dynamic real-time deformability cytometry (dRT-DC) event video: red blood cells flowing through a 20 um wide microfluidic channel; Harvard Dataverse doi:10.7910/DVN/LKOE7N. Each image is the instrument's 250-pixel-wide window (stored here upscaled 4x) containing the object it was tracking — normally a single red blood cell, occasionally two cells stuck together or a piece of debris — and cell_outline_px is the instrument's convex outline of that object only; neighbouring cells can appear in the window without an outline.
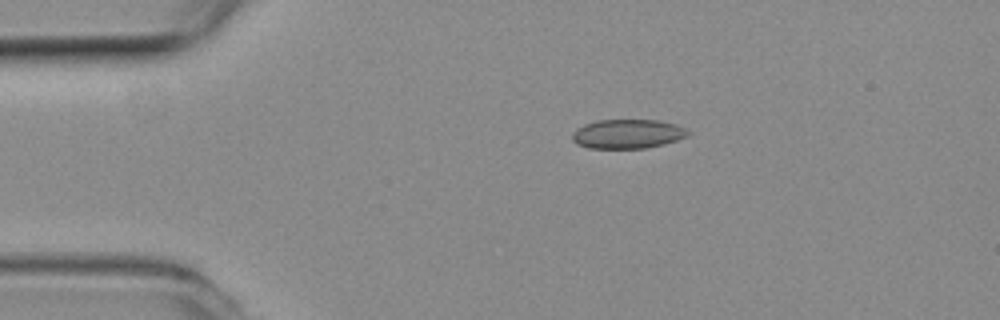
{"species": "common noctule bat (a hibernating species)", "species_latin": "Nyctalus noctula", "temperature_condition": "room temperature", "stored_images_in_passage": 44, "camera_frame_rate_fps": 3000, "um_per_image_px": 0.085, "animal": {"sex": "female", "body_mass_g": 19.3, "forearm_length_mm": 54.1}, "frame": {"image": 1, "passage_image": 1, "time_ms": 0.0, "image_size_px": [1000, 320], "cell_outline_px": [[692, 132], [688, 136], [664, 144], [644, 148], [588, 148], [576, 144], [572, 140], [572, 132], [576, 128], [584, 124], [596, 120], [660, 120], [676, 124]], "centroid_in_image_um": [53.33, 11.37], "position_along_channel_um": 31.7, "area_um2": 19.88}}
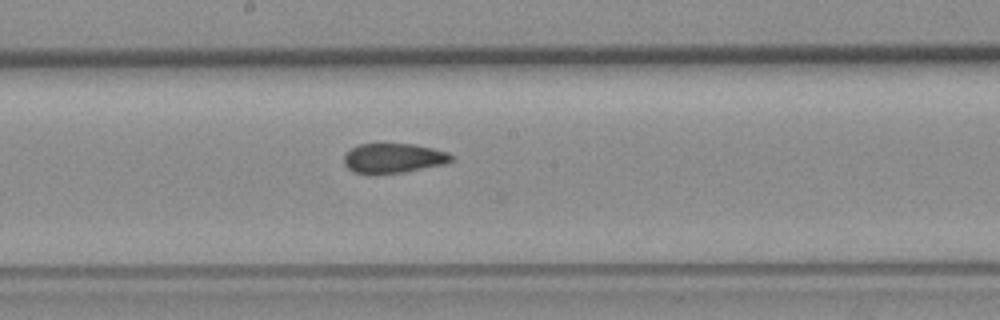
{"frame": {"image": 2, "passage_image": 19, "time_ms": 6.0, "image_size_px": [1000, 320], "cell_outline_px": [[456, 156], [452, 160], [444, 164], [404, 172], [376, 176], [368, 176], [352, 172], [344, 164], [344, 156], [352, 148], [360, 144], [412, 144], [432, 148], [448, 152]], "centroid_in_image_um": [33.42, 13.48], "position_along_channel_um": 214.8, "area_um2": 19.02}}
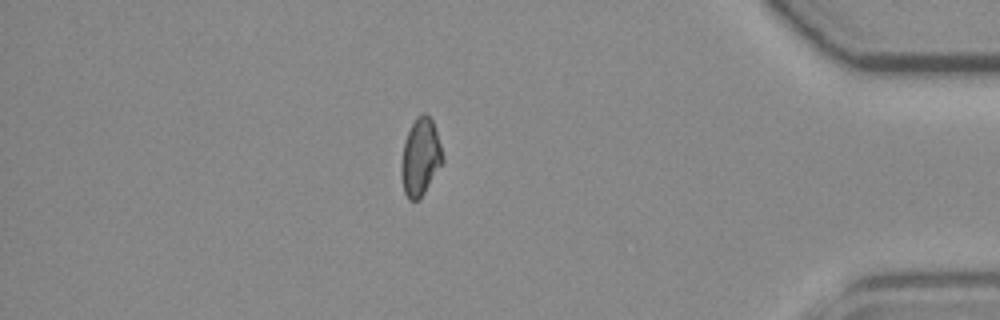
{"frame": {"image": 3, "passage_image": 37, "time_ms": 12.0, "image_size_px": [1000, 320], "cell_outline_px": [[444, 160], [424, 192], [416, 200], [408, 200], [404, 192], [400, 176], [400, 172], [404, 144], [408, 132], [412, 124], [424, 112], [432, 120], [444, 156]], "centroid_in_image_um": [35.72, 13.39], "position_along_channel_um": 399.5, "area_um2": 18.15}, "authors_computed_cell_mechanics": {"area_um2": 19.1896, "velocity_mm_per_s": 3.7718, "shape_relaxation_time_tau1_ms": null, "shape_relaxation_time_tau2_ms": 2.6028, "deformation_change_tau1": null, "deformation_change_tau2": 0.0625}}